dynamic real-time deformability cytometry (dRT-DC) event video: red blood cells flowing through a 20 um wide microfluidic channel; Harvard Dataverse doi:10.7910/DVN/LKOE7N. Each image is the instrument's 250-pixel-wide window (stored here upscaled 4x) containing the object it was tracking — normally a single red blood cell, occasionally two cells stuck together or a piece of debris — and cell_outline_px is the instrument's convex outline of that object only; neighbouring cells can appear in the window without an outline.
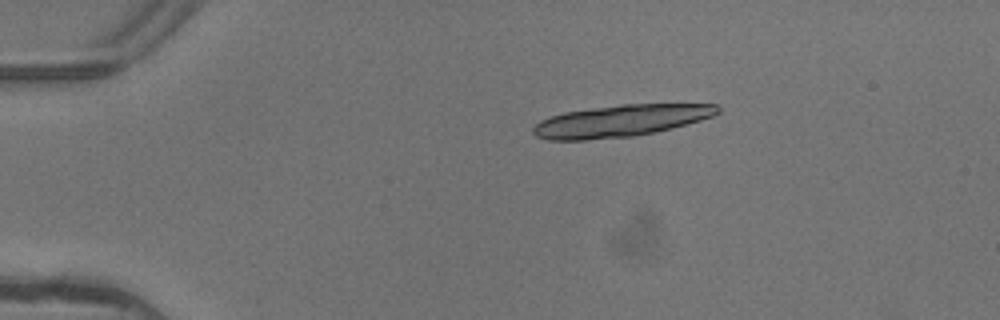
{"species": "common noctule bat (a hibernating species)", "species_latin": "Nyctalus noctula", "temperature_condition": "warm", "stored_images_in_passage": 4, "camera_frame_rate_fps": 3000, "um_per_image_px": 0.085, "animal": {"sex": "female"}, "frame": {"image": 1, "passage_image": 2, "time_ms": 0.333, "image_size_px": [1000, 320], "cell_outline_px": [[720, 112], [712, 116], [700, 120], [672, 128], [632, 136], [584, 140], [548, 140], [536, 136], [532, 132], [532, 128], [540, 120], [564, 112], [620, 104], [716, 104], [720, 108]], "centroid_in_image_um": [52.73, 10.27], "position_along_channel_um": 32.3, "area_um2": 33.99}}